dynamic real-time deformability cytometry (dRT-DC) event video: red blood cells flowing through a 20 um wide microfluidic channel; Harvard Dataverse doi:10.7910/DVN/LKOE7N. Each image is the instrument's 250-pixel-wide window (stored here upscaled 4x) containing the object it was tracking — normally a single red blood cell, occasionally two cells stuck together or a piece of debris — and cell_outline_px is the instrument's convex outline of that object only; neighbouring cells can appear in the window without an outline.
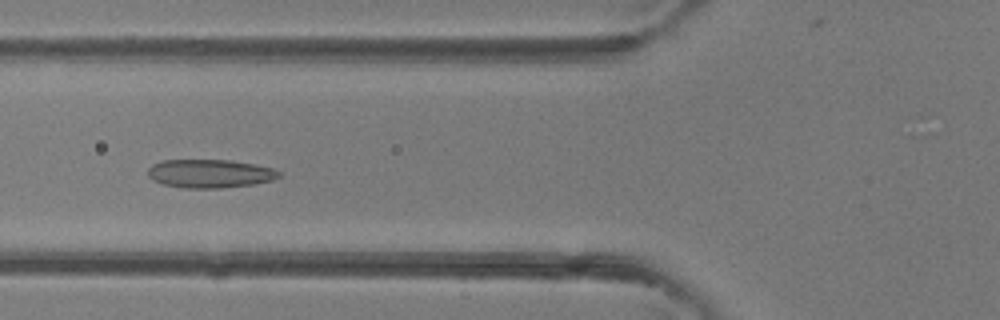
{"species": "common noctule bat (a hibernating species)", "species_latin": "Nyctalus noctula", "temperature_condition": "room temperature", "stored_images_in_passage": 3, "camera_frame_rate_fps": 3000, "um_per_image_px": 0.085, "animal": {"sex": "female"}, "frame": {"image": 1, "passage_image": 3, "time_ms": 2.333, "image_size_px": [1000, 320], "cell_outline_px": [[280, 176], [272, 180], [256, 184], [220, 188], [184, 188], [164, 184], [152, 180], [148, 176], [148, 168], [152, 164], [164, 160], [232, 160], [256, 164], [272, 168], [280, 172]], "centroid_in_image_um": [17.85, 14.75], "position_along_channel_um": 108.0, "area_um2": 21.85}}